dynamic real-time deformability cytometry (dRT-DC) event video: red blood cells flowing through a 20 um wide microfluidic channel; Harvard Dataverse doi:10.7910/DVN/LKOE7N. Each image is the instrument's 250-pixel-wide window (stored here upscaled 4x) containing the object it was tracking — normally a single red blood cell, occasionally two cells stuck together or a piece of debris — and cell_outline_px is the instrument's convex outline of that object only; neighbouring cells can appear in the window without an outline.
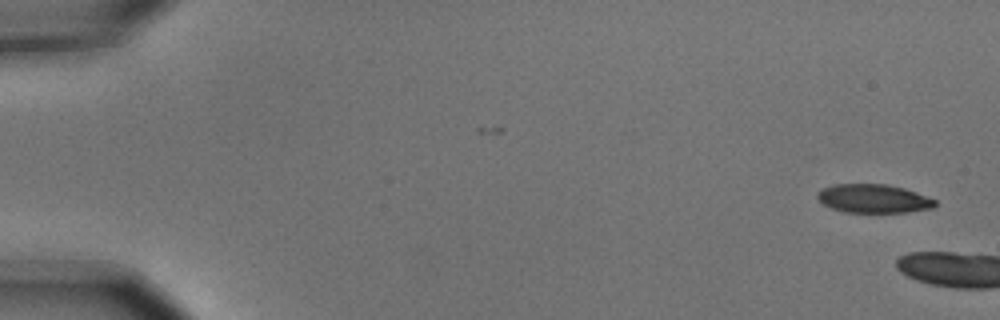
{"species": "common noctule bat (a hibernating species)", "species_latin": "Nyctalus noctula", "temperature_condition": "cold", "stored_images_in_passage": 2, "camera_frame_rate_fps": 3000, "um_per_image_px": 0.085, "animal": {"sex": "male", "body_mass_g": 15.6}, "frame": {"image": 1, "passage_image": 1, "time_ms": 0.0, "image_size_px": [1000, 320], "cell_outline_px": [[936, 204], [932, 208], [904, 212], [844, 212], [832, 208], [824, 204], [816, 196], [816, 192], [832, 184], [888, 184], [904, 188], [916, 192], [936, 200]], "centroid_in_image_um": [74.23, 16.87], "position_along_channel_um": 10.8, "area_um2": 19.54}}